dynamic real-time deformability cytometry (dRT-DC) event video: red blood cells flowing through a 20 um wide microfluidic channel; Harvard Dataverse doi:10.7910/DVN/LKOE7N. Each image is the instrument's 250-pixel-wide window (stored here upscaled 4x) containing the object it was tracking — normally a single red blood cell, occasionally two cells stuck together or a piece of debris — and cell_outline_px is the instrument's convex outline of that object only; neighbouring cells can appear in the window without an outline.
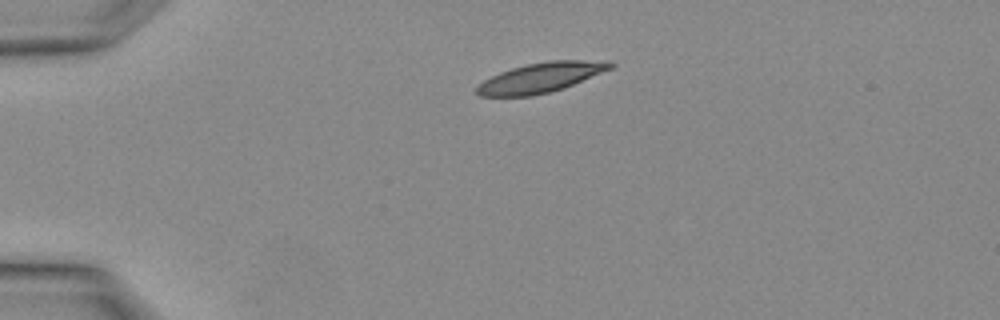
{"species": "Egyptian fruit bat (a non-hibernating species)", "species_latin": "Rousettus aegyptiacus", "temperature_condition": "warm", "stored_images_in_passage": 2, "camera_frame_rate_fps": 3000, "um_per_image_px": 0.085, "animal": {"sex": "female"}, "frame": {"image": 1, "passage_image": 2, "time_ms": 0.333, "image_size_px": [1000, 320], "cell_outline_px": [[616, 64], [612, 68], [564, 88], [552, 92], [532, 96], [480, 96], [476, 92], [476, 88], [484, 80], [500, 72], [512, 68], [528, 64], [548, 60], [612, 60]], "centroid_in_image_um": [46.03, 6.58], "position_along_channel_um": 39.0, "area_um2": 23.29}}